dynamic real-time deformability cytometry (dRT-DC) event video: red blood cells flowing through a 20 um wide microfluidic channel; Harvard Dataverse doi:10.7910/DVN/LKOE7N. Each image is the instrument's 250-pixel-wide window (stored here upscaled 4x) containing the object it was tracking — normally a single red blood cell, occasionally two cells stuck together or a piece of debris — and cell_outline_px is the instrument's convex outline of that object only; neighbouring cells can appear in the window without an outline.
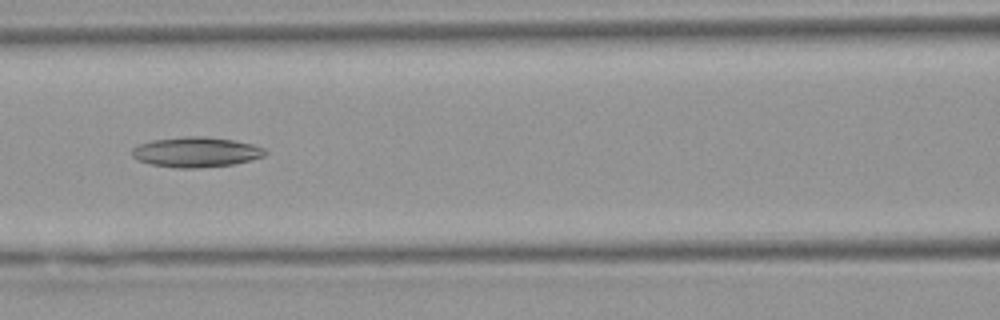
{"species": "Egyptian fruit bat (a non-hibernating species)", "species_latin": "Rousettus aegyptiacus", "temperature_condition": "warm", "stored_images_in_passage": 49, "camera_frame_rate_fps": 3000, "um_per_image_px": 0.085, "animal": {"sex": "female"}, "frame": {"image": 1, "passage_image": 20, "time_ms": 6.333, "image_size_px": [1000, 320], "cell_outline_px": [[268, 152], [264, 156], [232, 164], [196, 168], [176, 168], [152, 164], [136, 160], [132, 156], [132, 148], [140, 144], [152, 140], [184, 136], [204, 136], [232, 140], [252, 144], [264, 148]], "centroid_in_image_um": [16.64, 12.92], "position_along_channel_um": 150.0, "area_um2": 23.24}}
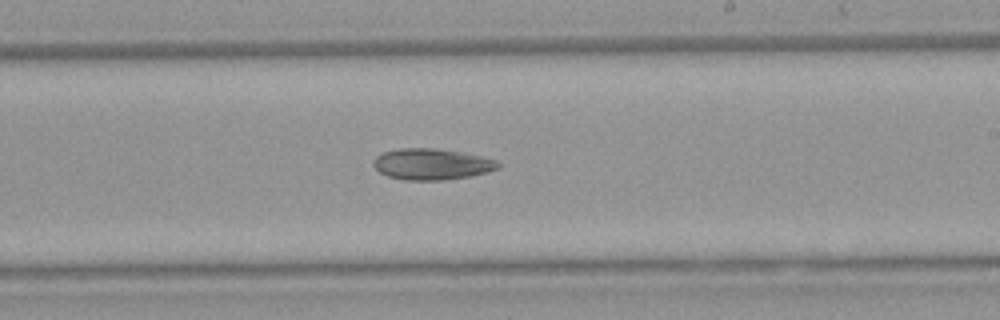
{"frame": {"image": 2, "passage_image": 28, "time_ms": 9.0, "image_size_px": [1000, 320], "cell_outline_px": [[500, 168], [488, 172], [472, 176], [444, 180], [404, 180], [388, 176], [380, 172], [372, 164], [372, 160], [380, 152], [400, 148], [436, 148], [464, 152], [484, 156], [500, 160]], "centroid_in_image_um": [36.74, 13.94], "position_along_channel_um": 252.3, "area_um2": 23.18}}
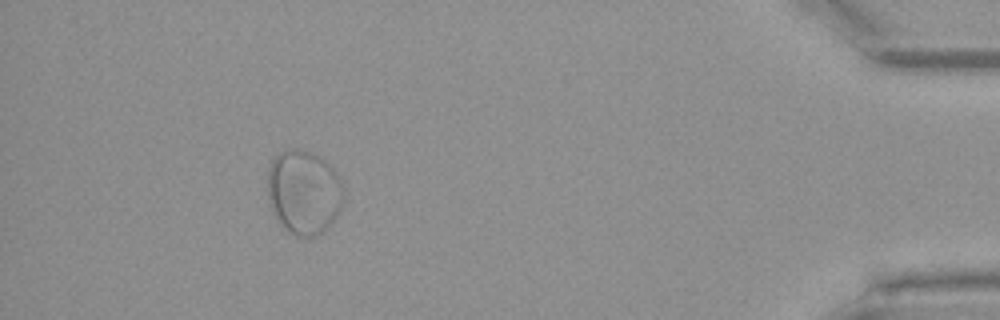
{"frame": {"image": 3, "passage_image": 45, "time_ms": 14.667, "image_size_px": [1000, 320], "cell_outline_px": [[344, 200], [340, 212], [332, 224], [324, 232], [316, 236], [296, 236], [288, 232], [276, 220], [268, 204], [268, 168], [272, 160], [280, 152], [288, 148], [296, 148], [312, 152], [320, 156], [332, 168], [340, 180], [344, 188]], "centroid_in_image_um": [25.83, 16.35], "position_along_channel_um": 409.4, "area_um2": 38.09}}